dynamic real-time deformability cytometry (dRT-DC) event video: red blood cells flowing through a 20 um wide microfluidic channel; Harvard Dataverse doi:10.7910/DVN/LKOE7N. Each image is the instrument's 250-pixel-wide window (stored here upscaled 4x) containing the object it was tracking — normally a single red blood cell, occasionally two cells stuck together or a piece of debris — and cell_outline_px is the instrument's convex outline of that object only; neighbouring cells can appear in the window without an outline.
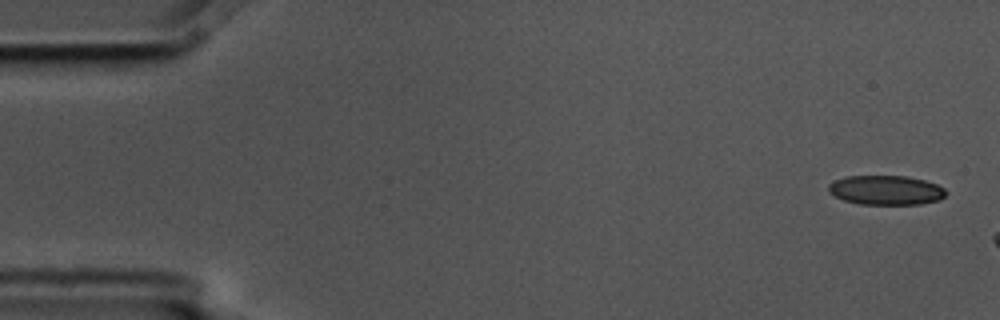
{"species": "common noctule bat (a hibernating species)", "species_latin": "Nyctalus noctula", "temperature_condition": "cold", "stored_images_in_passage": 2, "camera_frame_rate_fps": 3000, "um_per_image_px": 0.085, "animal": {"sex": "male", "body_mass_g": 17.5, "forearm_length_mm": 52.3}, "frame": {"image": 1, "passage_image": 1, "time_ms": 0.0, "image_size_px": [1000, 320], "cell_outline_px": [[948, 192], [940, 200], [920, 204], [860, 204], [844, 200], [828, 192], [828, 184], [836, 180], [848, 176], [908, 176], [924, 180], [936, 184], [944, 188]], "centroid_in_image_um": [75.33, 16.16], "position_along_channel_um": 9.7, "area_um2": 20.11}}